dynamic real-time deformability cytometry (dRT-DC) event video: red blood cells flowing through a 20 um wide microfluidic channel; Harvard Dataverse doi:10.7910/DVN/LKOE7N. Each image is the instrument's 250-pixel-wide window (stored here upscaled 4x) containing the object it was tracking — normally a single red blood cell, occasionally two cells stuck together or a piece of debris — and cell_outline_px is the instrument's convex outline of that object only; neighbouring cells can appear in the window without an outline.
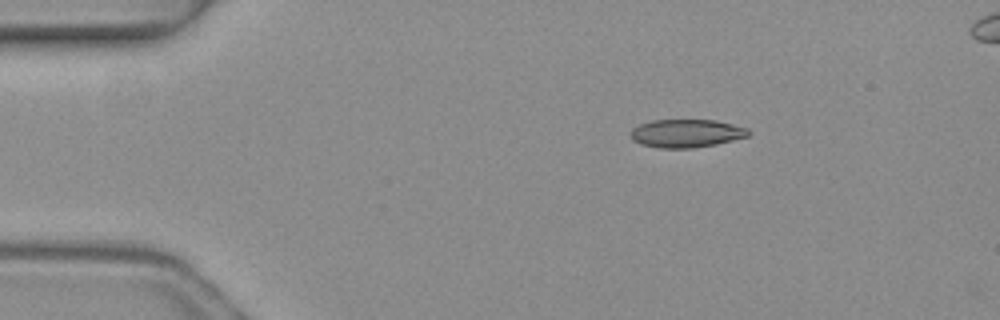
{"species": "common noctule bat (a hibernating species)", "species_latin": "Nyctalus noctula", "temperature_condition": "warm", "stored_images_in_passage": 4, "camera_frame_rate_fps": 3000, "um_per_image_px": 0.085, "animal": {"sex": "female", "body_mass_g": 19.3, "forearm_length_mm": 54.1}, "frame": {"image": 1, "passage_image": 1, "time_ms": 0.0, "image_size_px": [1000, 320], "cell_outline_px": [[752, 132], [748, 136], [716, 144], [692, 148], [660, 148], [640, 144], [632, 140], [632, 128], [640, 124], [652, 120], [716, 120], [748, 128]], "centroid_in_image_um": [58.35, 11.33], "position_along_channel_um": 26.6, "area_um2": 19.31}}
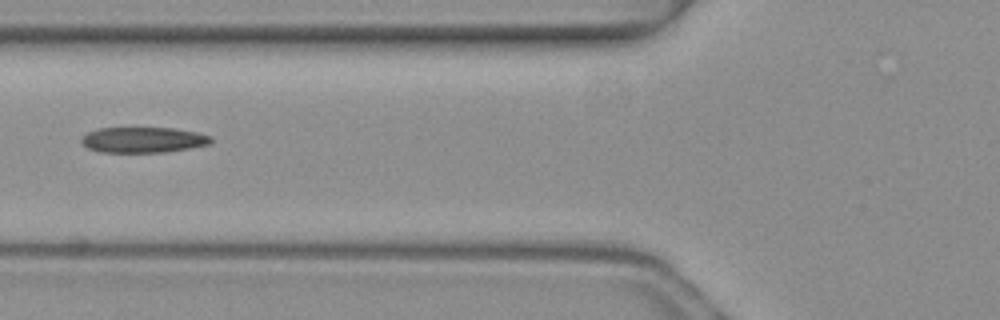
{"frame": {"image": 2, "passage_image": 4, "time_ms": 1.0, "image_size_px": [1000, 320], "cell_outline_px": [[212, 140], [208, 144], [188, 148], [164, 152], [100, 152], [88, 148], [80, 140], [88, 132], [100, 128], [172, 128], [196, 132], [212, 136]], "centroid_in_image_um": [12.16, 11.88], "position_along_channel_um": 113.6, "area_um2": 19.07}}